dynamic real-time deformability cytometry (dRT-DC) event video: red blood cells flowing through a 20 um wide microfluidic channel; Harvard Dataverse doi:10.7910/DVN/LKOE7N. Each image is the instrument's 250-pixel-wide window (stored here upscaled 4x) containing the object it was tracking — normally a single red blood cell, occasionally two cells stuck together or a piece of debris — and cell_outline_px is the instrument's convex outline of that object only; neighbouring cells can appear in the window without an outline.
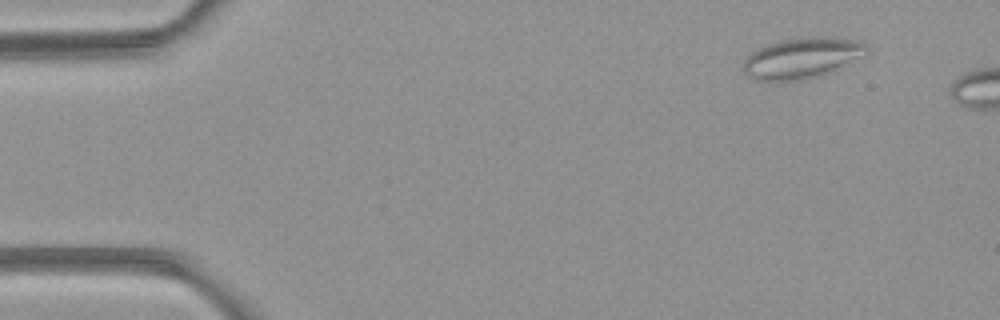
{"species": "common noctule bat (a hibernating species)", "species_latin": "Nyctalus noctula", "temperature_condition": "room temperature", "stored_images_in_passage": 3, "camera_frame_rate_fps": 3000, "um_per_image_px": 0.085, "animal": {"sex": "female", "body_mass_g": 21.9}, "frame": {"image": 1, "passage_image": 2, "time_ms": 1.333, "image_size_px": [1000, 320], "cell_outline_px": [[868, 48], [832, 72], [820, 76], [800, 80], [752, 80], [744, 72], [744, 60], [752, 52], [768, 44], [784, 40], [812, 36], [828, 36], [860, 40]], "centroid_in_image_um": [68.11, 4.93], "position_along_channel_um": 16.9, "area_um2": 28.61}}